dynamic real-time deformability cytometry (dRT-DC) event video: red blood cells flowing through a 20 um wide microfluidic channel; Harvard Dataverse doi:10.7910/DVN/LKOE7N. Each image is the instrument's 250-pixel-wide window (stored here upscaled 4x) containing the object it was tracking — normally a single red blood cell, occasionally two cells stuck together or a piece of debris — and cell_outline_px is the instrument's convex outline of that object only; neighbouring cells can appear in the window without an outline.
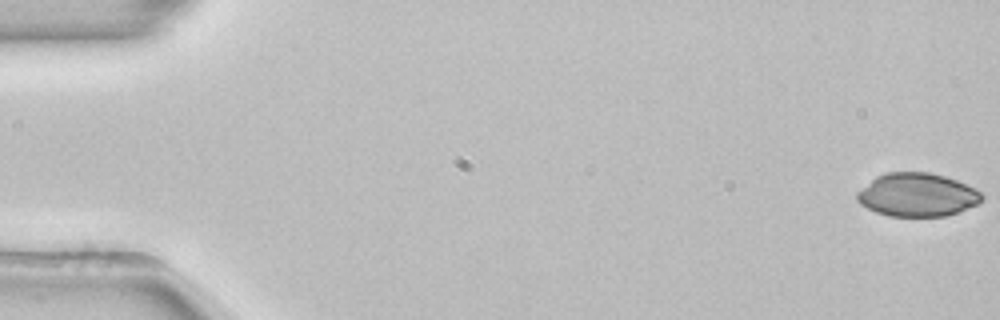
{"species": "common noctule bat (a hibernating species)", "species_latin": "Nyctalus noctula", "temperature_condition": "room temperature", "stored_images_in_passage": 54, "camera_frame_rate_fps": 3000, "um_per_image_px": 0.085, "animal": {"sex": "female", "body_mass_g": 22.7, "forearm_length_mm": 54.2}, "frame": {"image": 1, "passage_image": 1, "time_ms": 0.0, "image_size_px": [1000, 320], "cell_outline_px": [[984, 196], [976, 204], [960, 212], [944, 216], [888, 216], [876, 212], [860, 204], [856, 200], [856, 192], [876, 176], [888, 172], [928, 172], [944, 176], [956, 180], [980, 192]], "centroid_in_image_um": [77.92, 16.56], "position_along_channel_um": 7.1, "area_um2": 31.39}}
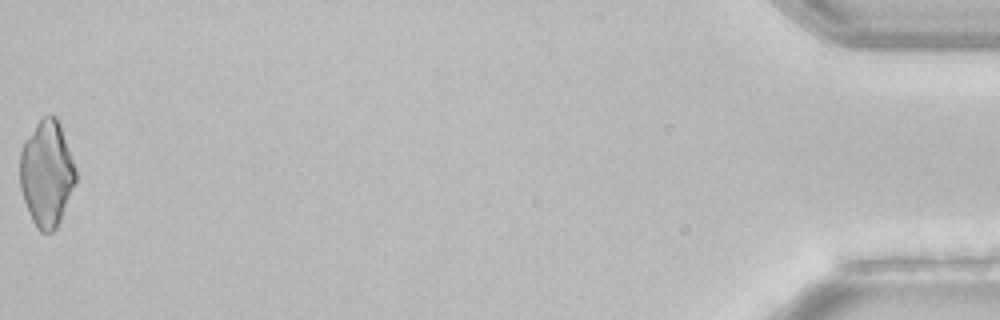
{"frame": {"image": 2, "passage_image": 54, "time_ms": 17.667, "image_size_px": [1000, 320], "cell_outline_px": [[76, 184], [60, 220], [56, 228], [52, 232], [40, 232], [36, 228], [28, 212], [20, 188], [20, 152], [24, 144], [40, 116], [48, 112], [56, 116], [76, 168]], "centroid_in_image_um": [3.97, 14.75], "position_along_channel_um": 431.2, "area_um2": 34.51}}